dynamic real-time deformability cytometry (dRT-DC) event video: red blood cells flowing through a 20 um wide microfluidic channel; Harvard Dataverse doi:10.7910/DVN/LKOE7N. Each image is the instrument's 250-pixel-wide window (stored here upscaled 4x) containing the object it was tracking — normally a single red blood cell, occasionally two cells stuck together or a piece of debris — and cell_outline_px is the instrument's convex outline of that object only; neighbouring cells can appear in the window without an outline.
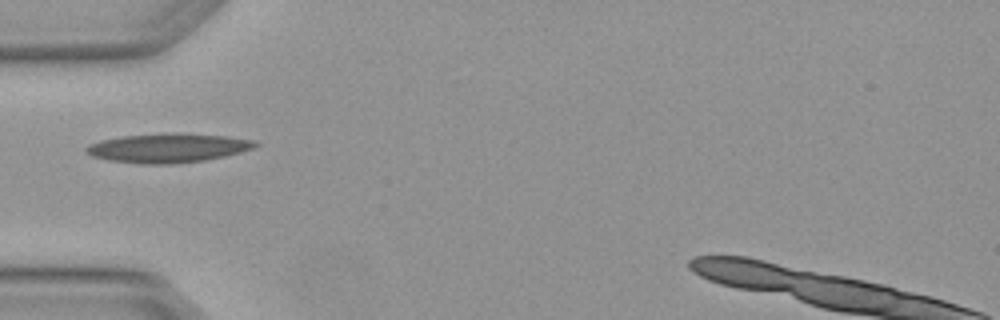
{"species": "Egyptian fruit bat (a non-hibernating species)", "species_latin": "Rousettus aegyptiacus", "temperature_condition": "warm", "stored_images_in_passage": 1, "camera_frame_rate_fps": 3000, "um_per_image_px": 0.085, "animal": {"sex": "female"}, "frame": {"image": 1, "passage_image": 1, "time_ms": 0.0, "image_size_px": [1000, 320], "cell_outline_px": [[260, 144], [252, 148], [240, 152], [224, 156], [204, 160], [172, 164], [140, 164], [108, 160], [92, 156], [84, 152], [84, 148], [88, 144], [100, 140], [124, 136], [172, 132], [184, 132], [228, 136], [256, 140]], "centroid_in_image_um": [14.27, 12.56], "position_along_channel_um": 70.7, "area_um2": 29.07}}